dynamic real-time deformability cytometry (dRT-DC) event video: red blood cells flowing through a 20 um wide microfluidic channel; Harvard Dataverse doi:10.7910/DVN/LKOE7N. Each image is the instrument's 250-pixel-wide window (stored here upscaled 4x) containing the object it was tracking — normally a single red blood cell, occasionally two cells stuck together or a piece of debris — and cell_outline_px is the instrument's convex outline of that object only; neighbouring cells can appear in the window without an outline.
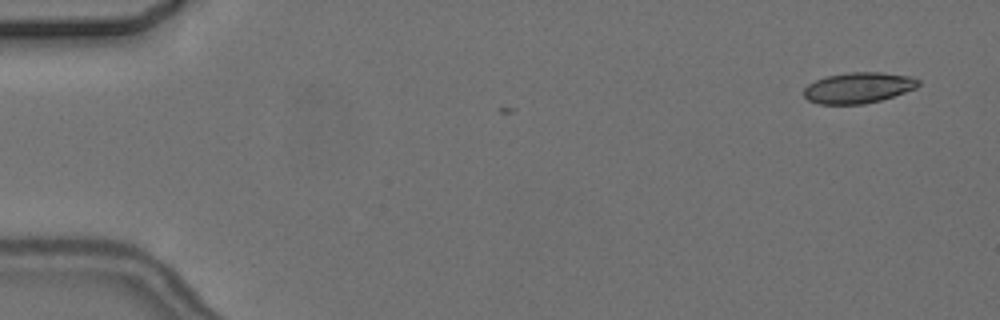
{"species": "common noctule bat (a hibernating species)", "species_latin": "Nyctalus noctula", "temperature_condition": "cold", "stored_images_in_passage": 5, "camera_frame_rate_fps": 3000, "um_per_image_px": 0.085, "animal": {"sex": "female", "body_mass_g": 24.6, "forearm_length_mm": 56.2}, "frame": {"image": 1, "passage_image": 1, "time_ms": 0.0, "image_size_px": [1000, 320], "cell_outline_px": [[920, 84], [916, 88], [880, 100], [864, 104], [820, 104], [808, 100], [804, 96], [804, 88], [808, 84], [824, 76], [848, 72], [880, 72], [912, 76], [920, 80]], "centroid_in_image_um": [72.95, 7.45], "position_along_channel_um": 12.0, "area_um2": 20.63}}
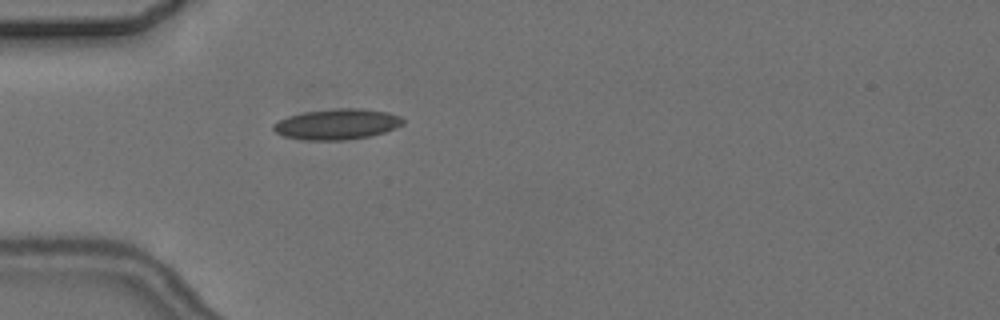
{"frame": {"image": 2, "passage_image": 5, "time_ms": 4.667, "image_size_px": [1000, 320], "cell_outline_px": [[404, 124], [396, 128], [384, 132], [368, 136], [344, 140], [304, 140], [284, 136], [276, 132], [272, 128], [272, 124], [288, 116], [304, 112], [336, 108], [360, 108], [388, 112], [400, 116], [404, 120]], "centroid_in_image_um": [28.66, 10.55], "position_along_channel_um": 56.3, "area_um2": 23.12}}